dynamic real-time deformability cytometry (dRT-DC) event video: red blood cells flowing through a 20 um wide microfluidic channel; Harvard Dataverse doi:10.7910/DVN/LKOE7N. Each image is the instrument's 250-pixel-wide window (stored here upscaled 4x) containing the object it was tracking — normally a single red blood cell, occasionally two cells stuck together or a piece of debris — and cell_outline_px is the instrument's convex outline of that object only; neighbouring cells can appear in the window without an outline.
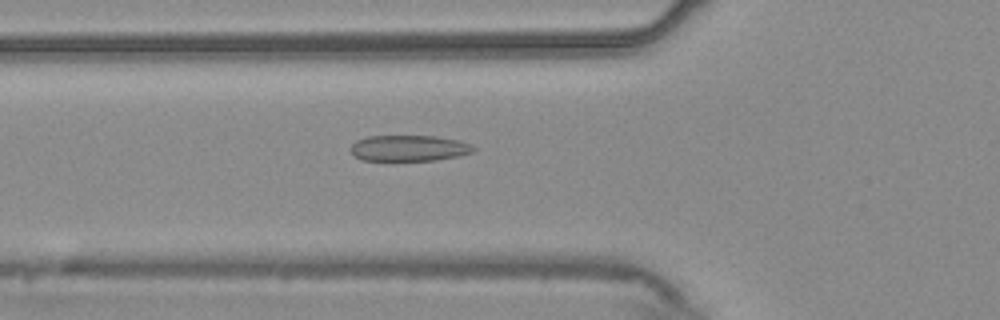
{"species": "common noctule bat (a hibernating species)", "species_latin": "Nyctalus noctula", "temperature_condition": "warm", "stored_images_in_passage": 48, "camera_frame_rate_fps": 3000, "um_per_image_px": 0.085, "animal": {"sex": "male", "body_mass_g": 20.4}, "frame": {"image": 1, "passage_image": 13, "time_ms": 4.0, "image_size_px": [1000, 320], "cell_outline_px": [[476, 148], [472, 152], [460, 156], [436, 160], [360, 160], [352, 152], [352, 144], [356, 140], [368, 136], [436, 136], [460, 140], [472, 144]], "centroid_in_image_um": [34.81, 12.59], "position_along_channel_um": 91.0, "area_um2": 18.61}}
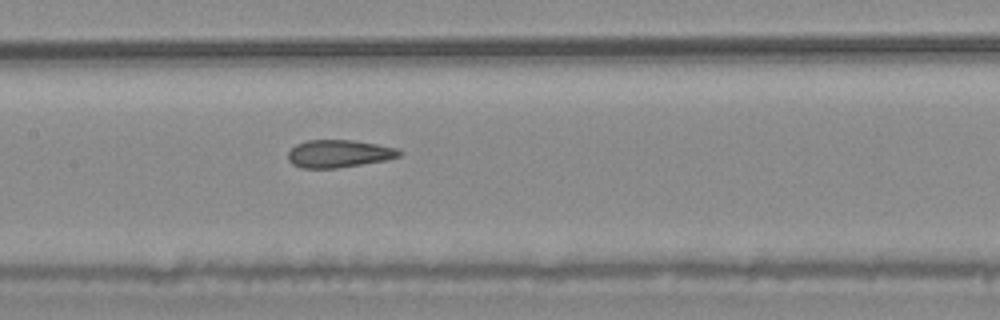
{"frame": {"image": 2, "passage_image": 20, "time_ms": 6.333, "image_size_px": [1000, 320], "cell_outline_px": [[404, 152], [400, 156], [384, 160], [336, 168], [300, 168], [292, 164], [288, 160], [288, 152], [296, 144], [308, 140], [352, 140], [376, 144], [396, 148]], "centroid_in_image_um": [28.78, 13.06], "position_along_channel_um": 178.6, "area_um2": 17.8}}
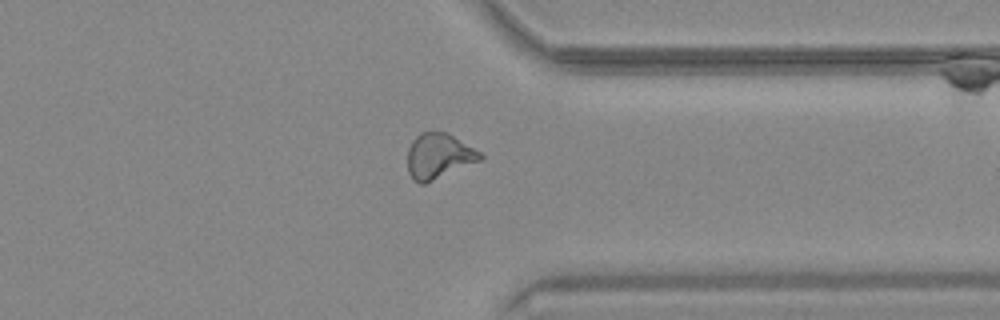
{"frame": {"image": 3, "passage_image": 36, "time_ms": 11.667, "image_size_px": [1000, 320], "cell_outline_px": [[484, 156], [480, 160], [424, 184], [420, 184], [412, 180], [408, 172], [408, 148], [412, 140], [420, 132], [448, 132], [480, 152]], "centroid_in_image_um": [37.26, 13.26], "position_along_channel_um": 374.1, "area_um2": 19.07}, "authors_computed_cell_mechanics": {"area_um2": 18.8428, "velocity_mm_per_s": 3.724, "shape_relaxation_time_tau1_ms": 9.2882, "shape_relaxation_time_tau2_ms": 1.7589, "deformation_change_tau1": 0.1897, "deformation_change_tau2": 0.1022}}